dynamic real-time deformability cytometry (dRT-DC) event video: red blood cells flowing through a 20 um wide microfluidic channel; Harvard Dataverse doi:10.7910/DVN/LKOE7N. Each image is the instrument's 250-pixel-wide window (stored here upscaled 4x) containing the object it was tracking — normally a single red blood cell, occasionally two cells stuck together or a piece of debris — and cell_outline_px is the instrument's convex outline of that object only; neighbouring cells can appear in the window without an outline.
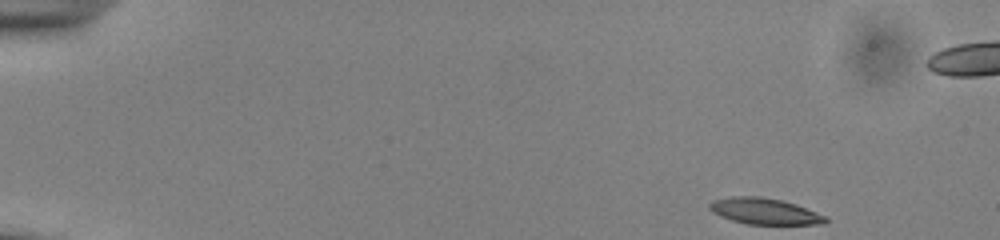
{"species": "common noctule bat (a hibernating species)", "species_latin": "Nyctalus noctula", "temperature_condition": "cold", "stored_images_in_passage": 50, "camera_frame_rate_fps": 3000, "um_per_image_px": 0.085, "animal": {"sex": "male", "body_mass_g": 13.0, "forearm_length_mm": 53.1}, "frame": {"image": 1, "passage_image": 1, "time_ms": 0.0, "image_size_px": [1000, 240], "cell_outline_px": [[828, 220], [824, 224], [748, 224], [732, 220], [720, 216], [712, 212], [708, 208], [708, 204], [712, 200], [732, 196], [760, 196], [780, 200], [796, 204], [828, 216]], "centroid_in_image_um": [64.98, 17.95], "position_along_channel_um": 20.0, "area_um2": 17.8}}
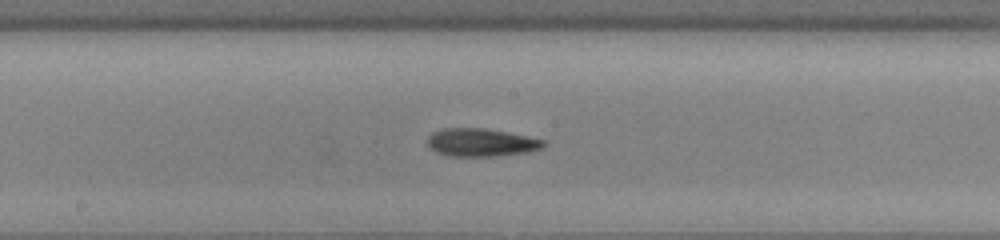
{"frame": {"image": 2, "passage_image": 25, "time_ms": 8.0, "image_size_px": [1000, 240], "cell_outline_px": [[548, 144], [544, 148], [528, 152], [496, 156], [444, 156], [428, 148], [428, 136], [432, 132], [444, 128], [484, 128], [508, 132], [528, 136], [544, 140]], "centroid_in_image_um": [40.9, 12.11], "position_along_channel_um": 207.3, "area_um2": 19.25}}
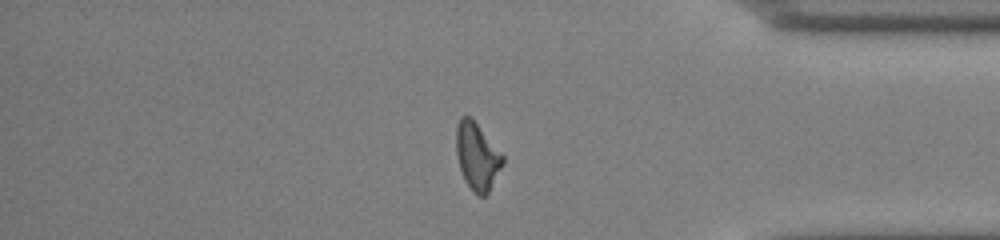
{"frame": {"image": 3, "passage_image": 41, "time_ms": 13.333, "image_size_px": [1000, 240], "cell_outline_px": [[504, 164], [488, 192], [484, 196], [480, 196], [472, 192], [464, 180], [460, 168], [456, 152], [456, 124], [460, 116], [472, 116], [504, 156]], "centroid_in_image_um": [40.55, 13.26], "position_along_channel_um": 394.7, "area_um2": 18.5}, "authors_computed_cell_mechanics": {"area_um2": 18.2937, "velocity_mm_per_s": 3.8543, "shape_relaxation_time_tau1_ms": 3.3518, "shape_relaxation_time_tau2_ms": 2.9384, "deformation_change_tau1": 0.1131, "deformation_change_tau2": 0.1124}}